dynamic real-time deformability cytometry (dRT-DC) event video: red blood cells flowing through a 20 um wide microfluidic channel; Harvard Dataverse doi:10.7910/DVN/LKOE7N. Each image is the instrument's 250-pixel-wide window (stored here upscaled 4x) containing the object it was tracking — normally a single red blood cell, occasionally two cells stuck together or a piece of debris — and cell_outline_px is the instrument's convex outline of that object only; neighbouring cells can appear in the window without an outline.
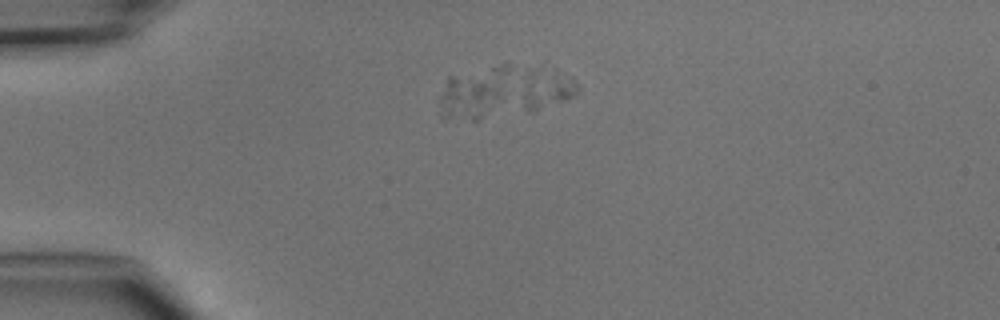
{"species": "common noctule bat (a hibernating species)", "species_latin": "Nyctalus noctula", "temperature_condition": "cold", "stored_images_in_passage": 3, "camera_frame_rate_fps": 3000, "um_per_image_px": 0.085, "animal": {"sex": "male", "body_mass_g": 15.6}, "frame": {"image": 1, "passage_image": 3, "time_ms": 2.333, "image_size_px": [1000, 320], "cell_outline_px": [[580, 92], [572, 96], [536, 112], [528, 112], [524, 108], [520, 96], [528, 72], [532, 72], [572, 76], [576, 80]], "centroid_in_image_um": [46.47, 7.68], "position_along_channel_um": 38.5, "area_um2": 12.02}}